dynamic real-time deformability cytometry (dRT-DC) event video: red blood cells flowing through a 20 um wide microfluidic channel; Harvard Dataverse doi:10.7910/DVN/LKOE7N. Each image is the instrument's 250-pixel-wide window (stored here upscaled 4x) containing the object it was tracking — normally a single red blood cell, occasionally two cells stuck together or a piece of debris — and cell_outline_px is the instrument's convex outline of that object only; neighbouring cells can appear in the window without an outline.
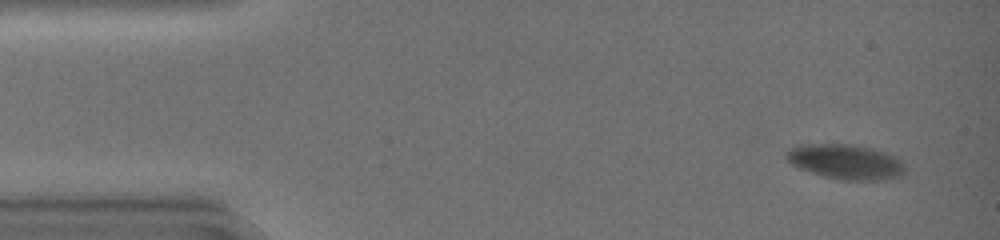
{"species": "common noctule bat (a hibernating species)", "species_latin": "Nyctalus noctula", "temperature_condition": "warm", "stored_images_in_passage": 52, "camera_frame_rate_fps": 3000, "um_per_image_px": 0.085, "animal": {"sex": "female", "body_mass_g": 19.0, "forearm_length_mm": 51.5}, "frame": {"image": 1, "passage_image": 4, "time_ms": 1.0, "image_size_px": [1000, 240], "cell_outline_px": [[900, 164], [896, 172], [880, 176], [832, 176], [816, 172], [796, 164], [788, 160], [788, 152], [796, 144], [856, 144], [872, 148], [896, 156]], "centroid_in_image_um": [71.71, 13.58], "position_along_channel_um": 13.3, "area_um2": 20.92}}
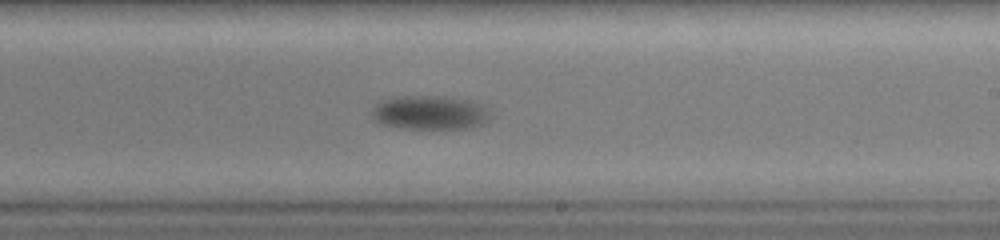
{"frame": {"image": 2, "passage_image": 32, "time_ms": 10.333, "image_size_px": [1000, 240], "cell_outline_px": [[480, 120], [464, 128], [408, 128], [384, 124], [376, 120], [372, 108], [376, 104], [384, 100], [404, 96], [444, 96], [464, 100], [476, 104], [480, 108]], "centroid_in_image_um": [36.29, 9.55], "position_along_channel_um": 252.7, "area_um2": 21.39}}
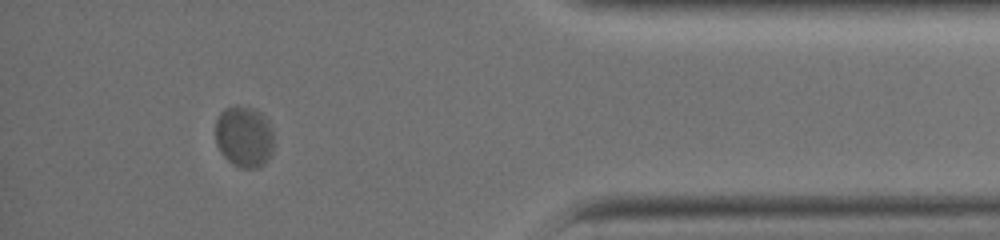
{"frame": {"image": 3, "passage_image": 47, "time_ms": 15.333, "image_size_px": [1000, 240], "cell_outline_px": [[272, 152], [268, 160], [264, 164], [256, 168], [240, 168], [228, 160], [220, 152], [216, 144], [216, 120], [220, 112], [224, 108], [236, 104], [240, 104], [252, 108], [260, 112], [268, 120], [272, 128]], "centroid_in_image_um": [20.74, 11.59], "position_along_channel_um": 414.5, "area_um2": 21.15}}